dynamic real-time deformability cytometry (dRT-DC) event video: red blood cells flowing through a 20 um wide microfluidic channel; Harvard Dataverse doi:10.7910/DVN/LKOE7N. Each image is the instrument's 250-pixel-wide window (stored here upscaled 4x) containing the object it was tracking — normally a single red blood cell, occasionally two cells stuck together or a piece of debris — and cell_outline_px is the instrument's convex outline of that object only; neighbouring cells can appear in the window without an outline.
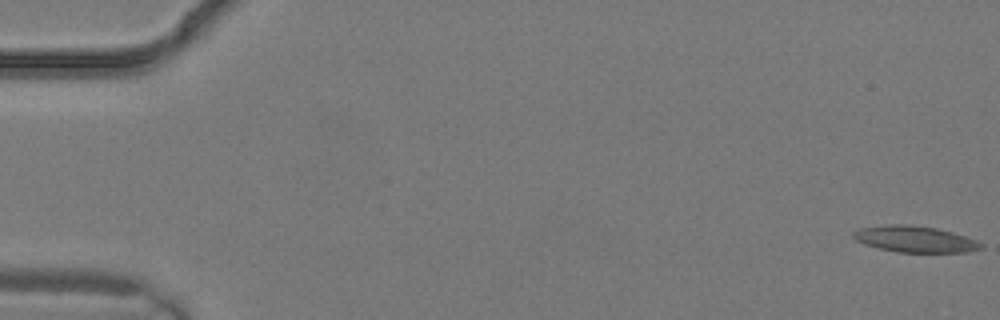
{"species": "common noctule bat (a hibernating species)", "species_latin": "Nyctalus noctula", "temperature_condition": "warm", "stored_images_in_passage": 2, "camera_frame_rate_fps": 3000, "um_per_image_px": 0.085, "animal": {"sex": "male", "body_mass_g": 19.2, "forearm_length_mm": 51.8}, "frame": {"image": 1, "passage_image": 2, "time_ms": 0.333, "image_size_px": [1000, 320], "cell_outline_px": [[984, 248], [968, 252], [896, 252], [864, 244], [856, 240], [852, 236], [852, 232], [860, 228], [884, 224], [912, 224], [936, 228], [952, 232], [976, 240], [984, 244]], "centroid_in_image_um": [77.77, 20.32], "position_along_channel_um": 7.2, "area_um2": 19.71}}